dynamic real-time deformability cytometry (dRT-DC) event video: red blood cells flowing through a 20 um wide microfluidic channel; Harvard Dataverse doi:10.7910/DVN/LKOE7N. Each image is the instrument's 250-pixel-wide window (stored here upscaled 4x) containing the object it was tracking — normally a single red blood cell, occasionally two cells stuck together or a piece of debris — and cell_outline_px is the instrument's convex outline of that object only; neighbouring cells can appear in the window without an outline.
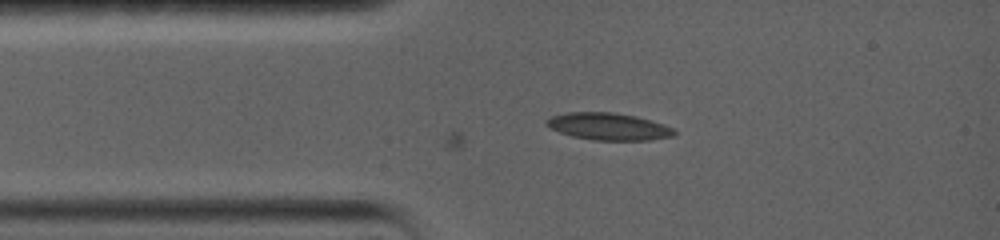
{"species": "common noctule bat (a hibernating species)", "species_latin": "Nyctalus noctula", "temperature_condition": "warm", "stored_images_in_passage": 6, "camera_frame_rate_fps": 5000, "um_per_image_px": 0.085, "animal": {"sex": "female", "body_mass_g": 19.0, "forearm_length_mm": 56.7}, "frame": {"image": 1, "passage_image": 6, "time_ms": 0.8, "image_size_px": [1000, 240], "cell_outline_px": [[676, 136], [648, 140], [592, 140], [572, 136], [548, 128], [544, 124], [544, 120], [552, 116], [568, 112], [612, 112], [636, 116], [652, 120], [664, 124], [672, 128], [676, 132]], "centroid_in_image_um": [51.71, 10.75], "position_along_channel_um": 33.3, "area_um2": 20.4}}